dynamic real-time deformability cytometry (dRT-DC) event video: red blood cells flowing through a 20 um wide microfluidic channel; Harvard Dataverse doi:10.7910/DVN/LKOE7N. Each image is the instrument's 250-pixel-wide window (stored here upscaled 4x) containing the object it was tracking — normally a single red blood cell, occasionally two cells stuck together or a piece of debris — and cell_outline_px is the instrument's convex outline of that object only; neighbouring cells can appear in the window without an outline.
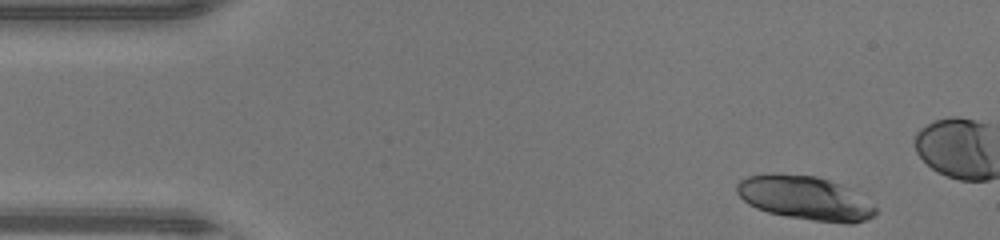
{"species": "human", "species_latin": "Homo sapiens", "temperature_condition": "warm", "stored_images_in_passage": 44, "camera_frame_rate_fps": 3000, "um_per_image_px": 0.085, "donor": {"sex": "male"}, "frame": {"image": 1, "passage_image": 1, "time_ms": 0.0, "image_size_px": [1000, 240], "cell_outline_px": [[876, 212], [872, 216], [864, 220], [852, 224], [844, 224], [812, 220], [788, 216], [768, 212], [756, 208], [748, 204], [736, 192], [736, 184], [740, 180], [748, 176], [772, 172], [816, 176], [852, 188], [876, 208]], "centroid_in_image_um": [68.41, 16.82], "position_along_channel_um": 16.6, "area_um2": 35.6}}
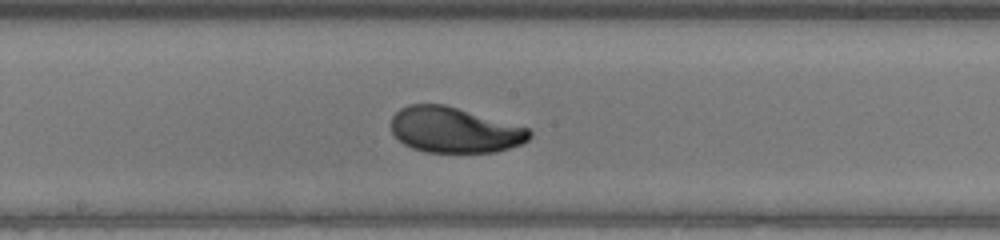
{"frame": {"image": 2, "passage_image": 21, "time_ms": 6.667, "image_size_px": [1000, 240], "cell_outline_px": [[532, 136], [528, 140], [520, 144], [496, 152], [428, 152], [412, 148], [404, 144], [392, 132], [392, 116], [400, 108], [408, 104], [444, 104], [528, 128], [532, 132]], "centroid_in_image_um": [38.62, 11.05], "position_along_channel_um": 209.6, "area_um2": 36.47}}
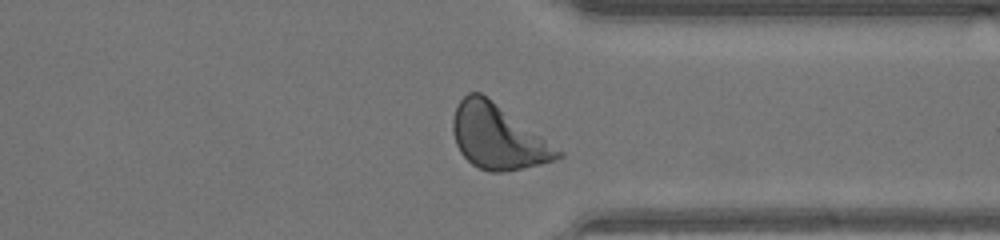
{"frame": {"image": 3, "passage_image": 32, "time_ms": 10.333, "image_size_px": [1000, 240], "cell_outline_px": [[564, 156], [556, 160], [540, 164], [500, 172], [492, 172], [480, 168], [472, 164], [460, 152], [456, 144], [452, 132], [452, 116], [456, 104], [468, 92], [480, 92], [564, 152]], "centroid_in_image_um": [42.28, 11.63], "position_along_channel_um": 369.1, "area_um2": 38.96}, "authors_computed_cell_mechanics": {"area_um2": 37.3099, "velocity_mm_per_s": 4.423, "shape_relaxation_time_tau1_ms": 2.6937, "shape_relaxation_time_tau2_ms": null, "deformation_change_tau1": 0.1795, "deformation_change_tau2": null}}